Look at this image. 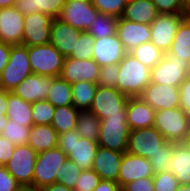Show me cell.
I'll list each match as a JSON object with an SVG mask.
<instances>
[{"label": "cell", "instance_id": "6da1fadb", "mask_svg": "<svg viewBox=\"0 0 190 191\" xmlns=\"http://www.w3.org/2000/svg\"><path fill=\"white\" fill-rule=\"evenodd\" d=\"M150 80L151 69L127 53L119 63L116 88L128 97H139Z\"/></svg>", "mask_w": 190, "mask_h": 191}, {"label": "cell", "instance_id": "7a4b0ae2", "mask_svg": "<svg viewBox=\"0 0 190 191\" xmlns=\"http://www.w3.org/2000/svg\"><path fill=\"white\" fill-rule=\"evenodd\" d=\"M57 147L67 155V159L72 160L84 171L92 168L99 144L88 138L80 137L74 129L58 134Z\"/></svg>", "mask_w": 190, "mask_h": 191}, {"label": "cell", "instance_id": "3957f363", "mask_svg": "<svg viewBox=\"0 0 190 191\" xmlns=\"http://www.w3.org/2000/svg\"><path fill=\"white\" fill-rule=\"evenodd\" d=\"M154 127L168 142L183 143L190 128V116L180 107L155 111Z\"/></svg>", "mask_w": 190, "mask_h": 191}, {"label": "cell", "instance_id": "277c9868", "mask_svg": "<svg viewBox=\"0 0 190 191\" xmlns=\"http://www.w3.org/2000/svg\"><path fill=\"white\" fill-rule=\"evenodd\" d=\"M33 74L59 77L65 57L51 44L27 47Z\"/></svg>", "mask_w": 190, "mask_h": 191}, {"label": "cell", "instance_id": "5b68a950", "mask_svg": "<svg viewBox=\"0 0 190 191\" xmlns=\"http://www.w3.org/2000/svg\"><path fill=\"white\" fill-rule=\"evenodd\" d=\"M127 115L108 116L100 121L99 146L125 153L128 146Z\"/></svg>", "mask_w": 190, "mask_h": 191}, {"label": "cell", "instance_id": "8992f818", "mask_svg": "<svg viewBox=\"0 0 190 191\" xmlns=\"http://www.w3.org/2000/svg\"><path fill=\"white\" fill-rule=\"evenodd\" d=\"M32 74L27 46L12 45L9 62L0 75V89L11 92Z\"/></svg>", "mask_w": 190, "mask_h": 191}, {"label": "cell", "instance_id": "52a82bcc", "mask_svg": "<svg viewBox=\"0 0 190 191\" xmlns=\"http://www.w3.org/2000/svg\"><path fill=\"white\" fill-rule=\"evenodd\" d=\"M189 74L190 62L179 60L178 57L166 52L164 57L151 69L150 82L179 87Z\"/></svg>", "mask_w": 190, "mask_h": 191}, {"label": "cell", "instance_id": "ba28073f", "mask_svg": "<svg viewBox=\"0 0 190 191\" xmlns=\"http://www.w3.org/2000/svg\"><path fill=\"white\" fill-rule=\"evenodd\" d=\"M67 160V155L58 147L38 153L34 170L32 185L43 188L57 182V172Z\"/></svg>", "mask_w": 190, "mask_h": 191}, {"label": "cell", "instance_id": "9c48e42d", "mask_svg": "<svg viewBox=\"0 0 190 191\" xmlns=\"http://www.w3.org/2000/svg\"><path fill=\"white\" fill-rule=\"evenodd\" d=\"M129 97L117 88L97 86L90 111L100 120L108 116L127 115Z\"/></svg>", "mask_w": 190, "mask_h": 191}, {"label": "cell", "instance_id": "30bf717a", "mask_svg": "<svg viewBox=\"0 0 190 191\" xmlns=\"http://www.w3.org/2000/svg\"><path fill=\"white\" fill-rule=\"evenodd\" d=\"M168 141L154 126L131 130L127 151L129 154L149 159Z\"/></svg>", "mask_w": 190, "mask_h": 191}, {"label": "cell", "instance_id": "8fae6325", "mask_svg": "<svg viewBox=\"0 0 190 191\" xmlns=\"http://www.w3.org/2000/svg\"><path fill=\"white\" fill-rule=\"evenodd\" d=\"M37 154L28 144L15 146L14 152L5 167L20 186L32 185Z\"/></svg>", "mask_w": 190, "mask_h": 191}, {"label": "cell", "instance_id": "7c38bea8", "mask_svg": "<svg viewBox=\"0 0 190 191\" xmlns=\"http://www.w3.org/2000/svg\"><path fill=\"white\" fill-rule=\"evenodd\" d=\"M52 21V17L40 12L25 15L22 45L30 47L48 44Z\"/></svg>", "mask_w": 190, "mask_h": 191}, {"label": "cell", "instance_id": "4fadbf2b", "mask_svg": "<svg viewBox=\"0 0 190 191\" xmlns=\"http://www.w3.org/2000/svg\"><path fill=\"white\" fill-rule=\"evenodd\" d=\"M188 15L159 14L150 24L151 42L164 53L171 48L177 27Z\"/></svg>", "mask_w": 190, "mask_h": 191}, {"label": "cell", "instance_id": "5bb4252c", "mask_svg": "<svg viewBox=\"0 0 190 191\" xmlns=\"http://www.w3.org/2000/svg\"><path fill=\"white\" fill-rule=\"evenodd\" d=\"M98 13L99 11L91 2L69 1L65 2L57 18L78 30L87 31L96 20Z\"/></svg>", "mask_w": 190, "mask_h": 191}, {"label": "cell", "instance_id": "9a60e30c", "mask_svg": "<svg viewBox=\"0 0 190 191\" xmlns=\"http://www.w3.org/2000/svg\"><path fill=\"white\" fill-rule=\"evenodd\" d=\"M155 111L178 108L180 105L179 87L150 82L139 96Z\"/></svg>", "mask_w": 190, "mask_h": 191}, {"label": "cell", "instance_id": "2e32d148", "mask_svg": "<svg viewBox=\"0 0 190 191\" xmlns=\"http://www.w3.org/2000/svg\"><path fill=\"white\" fill-rule=\"evenodd\" d=\"M100 68L101 67L93 59L78 60L66 57L63 62L60 77L70 84L81 81L97 84Z\"/></svg>", "mask_w": 190, "mask_h": 191}, {"label": "cell", "instance_id": "e0dca14e", "mask_svg": "<svg viewBox=\"0 0 190 191\" xmlns=\"http://www.w3.org/2000/svg\"><path fill=\"white\" fill-rule=\"evenodd\" d=\"M24 15L15 6L0 8V41L22 45Z\"/></svg>", "mask_w": 190, "mask_h": 191}, {"label": "cell", "instance_id": "ac0fdd59", "mask_svg": "<svg viewBox=\"0 0 190 191\" xmlns=\"http://www.w3.org/2000/svg\"><path fill=\"white\" fill-rule=\"evenodd\" d=\"M126 54L127 52L117 34L95 39L93 60L100 67L119 64Z\"/></svg>", "mask_w": 190, "mask_h": 191}, {"label": "cell", "instance_id": "d6986e66", "mask_svg": "<svg viewBox=\"0 0 190 191\" xmlns=\"http://www.w3.org/2000/svg\"><path fill=\"white\" fill-rule=\"evenodd\" d=\"M116 34L127 53L151 40L150 25L134 23L121 17L118 18Z\"/></svg>", "mask_w": 190, "mask_h": 191}, {"label": "cell", "instance_id": "ffe728a7", "mask_svg": "<svg viewBox=\"0 0 190 191\" xmlns=\"http://www.w3.org/2000/svg\"><path fill=\"white\" fill-rule=\"evenodd\" d=\"M51 77L30 74L11 92L28 103L46 100L50 90Z\"/></svg>", "mask_w": 190, "mask_h": 191}, {"label": "cell", "instance_id": "44dd1931", "mask_svg": "<svg viewBox=\"0 0 190 191\" xmlns=\"http://www.w3.org/2000/svg\"><path fill=\"white\" fill-rule=\"evenodd\" d=\"M153 176L154 172L148 159L128 152L123 153L118 176V184L121 188L128 182Z\"/></svg>", "mask_w": 190, "mask_h": 191}, {"label": "cell", "instance_id": "7402d4cb", "mask_svg": "<svg viewBox=\"0 0 190 191\" xmlns=\"http://www.w3.org/2000/svg\"><path fill=\"white\" fill-rule=\"evenodd\" d=\"M82 30L74 28L72 25L54 18L51 26V43L65 58L69 57L75 49L77 37Z\"/></svg>", "mask_w": 190, "mask_h": 191}, {"label": "cell", "instance_id": "603a6c76", "mask_svg": "<svg viewBox=\"0 0 190 191\" xmlns=\"http://www.w3.org/2000/svg\"><path fill=\"white\" fill-rule=\"evenodd\" d=\"M122 157L123 153L99 146L91 169L100 176L101 180L118 183Z\"/></svg>", "mask_w": 190, "mask_h": 191}, {"label": "cell", "instance_id": "cb8c5ba5", "mask_svg": "<svg viewBox=\"0 0 190 191\" xmlns=\"http://www.w3.org/2000/svg\"><path fill=\"white\" fill-rule=\"evenodd\" d=\"M126 114L130 131L154 126L155 110L140 97H129Z\"/></svg>", "mask_w": 190, "mask_h": 191}, {"label": "cell", "instance_id": "d4e9b609", "mask_svg": "<svg viewBox=\"0 0 190 191\" xmlns=\"http://www.w3.org/2000/svg\"><path fill=\"white\" fill-rule=\"evenodd\" d=\"M158 15L159 12L152 0H135L127 2L121 18L150 25Z\"/></svg>", "mask_w": 190, "mask_h": 191}, {"label": "cell", "instance_id": "484cf974", "mask_svg": "<svg viewBox=\"0 0 190 191\" xmlns=\"http://www.w3.org/2000/svg\"><path fill=\"white\" fill-rule=\"evenodd\" d=\"M167 172L172 173L179 184H190V148L184 143H174V156Z\"/></svg>", "mask_w": 190, "mask_h": 191}, {"label": "cell", "instance_id": "4316f807", "mask_svg": "<svg viewBox=\"0 0 190 191\" xmlns=\"http://www.w3.org/2000/svg\"><path fill=\"white\" fill-rule=\"evenodd\" d=\"M65 4V0H17L15 8L22 14L43 13L57 18Z\"/></svg>", "mask_w": 190, "mask_h": 191}, {"label": "cell", "instance_id": "83f0119b", "mask_svg": "<svg viewBox=\"0 0 190 191\" xmlns=\"http://www.w3.org/2000/svg\"><path fill=\"white\" fill-rule=\"evenodd\" d=\"M28 145L31 146L37 153L57 147L58 133L49 124L33 125L28 139Z\"/></svg>", "mask_w": 190, "mask_h": 191}, {"label": "cell", "instance_id": "f1b7e54d", "mask_svg": "<svg viewBox=\"0 0 190 191\" xmlns=\"http://www.w3.org/2000/svg\"><path fill=\"white\" fill-rule=\"evenodd\" d=\"M179 60L190 62V16H186L178 25L175 38L168 51Z\"/></svg>", "mask_w": 190, "mask_h": 191}, {"label": "cell", "instance_id": "f546056e", "mask_svg": "<svg viewBox=\"0 0 190 191\" xmlns=\"http://www.w3.org/2000/svg\"><path fill=\"white\" fill-rule=\"evenodd\" d=\"M8 108L6 115L8 119L14 120L15 123L24 124V126L32 127V103L25 102L20 97L15 96L8 91Z\"/></svg>", "mask_w": 190, "mask_h": 191}, {"label": "cell", "instance_id": "4dcf8cb0", "mask_svg": "<svg viewBox=\"0 0 190 191\" xmlns=\"http://www.w3.org/2000/svg\"><path fill=\"white\" fill-rule=\"evenodd\" d=\"M97 86L85 81L71 84L73 106L79 111L90 110Z\"/></svg>", "mask_w": 190, "mask_h": 191}, {"label": "cell", "instance_id": "1f68e13d", "mask_svg": "<svg viewBox=\"0 0 190 191\" xmlns=\"http://www.w3.org/2000/svg\"><path fill=\"white\" fill-rule=\"evenodd\" d=\"M46 100L55 107L73 105L71 84L60 76L51 77L50 90Z\"/></svg>", "mask_w": 190, "mask_h": 191}, {"label": "cell", "instance_id": "d6a6232c", "mask_svg": "<svg viewBox=\"0 0 190 191\" xmlns=\"http://www.w3.org/2000/svg\"><path fill=\"white\" fill-rule=\"evenodd\" d=\"M79 110L73 105L58 106L55 109L51 126L57 131L58 134L65 133L69 130L76 128Z\"/></svg>", "mask_w": 190, "mask_h": 191}, {"label": "cell", "instance_id": "836d02e7", "mask_svg": "<svg viewBox=\"0 0 190 191\" xmlns=\"http://www.w3.org/2000/svg\"><path fill=\"white\" fill-rule=\"evenodd\" d=\"M100 121L90 110L80 111L75 130L80 137L98 142Z\"/></svg>", "mask_w": 190, "mask_h": 191}, {"label": "cell", "instance_id": "e575fe53", "mask_svg": "<svg viewBox=\"0 0 190 191\" xmlns=\"http://www.w3.org/2000/svg\"><path fill=\"white\" fill-rule=\"evenodd\" d=\"M129 54L152 69L164 57L165 53L150 41L135 47Z\"/></svg>", "mask_w": 190, "mask_h": 191}, {"label": "cell", "instance_id": "d590c367", "mask_svg": "<svg viewBox=\"0 0 190 191\" xmlns=\"http://www.w3.org/2000/svg\"><path fill=\"white\" fill-rule=\"evenodd\" d=\"M118 18L98 13L96 20L90 25L87 32L97 38H105L116 34Z\"/></svg>", "mask_w": 190, "mask_h": 191}, {"label": "cell", "instance_id": "8d00e7d4", "mask_svg": "<svg viewBox=\"0 0 190 191\" xmlns=\"http://www.w3.org/2000/svg\"><path fill=\"white\" fill-rule=\"evenodd\" d=\"M30 133L31 127L24 126V124L15 123L14 120L8 119L1 135L15 146H19L28 144Z\"/></svg>", "mask_w": 190, "mask_h": 191}, {"label": "cell", "instance_id": "74e56055", "mask_svg": "<svg viewBox=\"0 0 190 191\" xmlns=\"http://www.w3.org/2000/svg\"><path fill=\"white\" fill-rule=\"evenodd\" d=\"M56 107L48 100L32 103L33 125H51Z\"/></svg>", "mask_w": 190, "mask_h": 191}, {"label": "cell", "instance_id": "f35d334b", "mask_svg": "<svg viewBox=\"0 0 190 191\" xmlns=\"http://www.w3.org/2000/svg\"><path fill=\"white\" fill-rule=\"evenodd\" d=\"M174 156V143L167 142L164 144L160 151L157 152L153 157H150L149 163L152 166V170L155 173L166 172L167 168L170 167V160H172Z\"/></svg>", "mask_w": 190, "mask_h": 191}, {"label": "cell", "instance_id": "ab89813d", "mask_svg": "<svg viewBox=\"0 0 190 191\" xmlns=\"http://www.w3.org/2000/svg\"><path fill=\"white\" fill-rule=\"evenodd\" d=\"M94 42V37L87 31H82L80 36L77 37L75 49L69 57L78 60L93 59Z\"/></svg>", "mask_w": 190, "mask_h": 191}, {"label": "cell", "instance_id": "60d3db41", "mask_svg": "<svg viewBox=\"0 0 190 191\" xmlns=\"http://www.w3.org/2000/svg\"><path fill=\"white\" fill-rule=\"evenodd\" d=\"M81 169L72 160L67 159L58 170L57 182L65 185L67 188L74 190L76 180L81 173Z\"/></svg>", "mask_w": 190, "mask_h": 191}, {"label": "cell", "instance_id": "b9f144b4", "mask_svg": "<svg viewBox=\"0 0 190 191\" xmlns=\"http://www.w3.org/2000/svg\"><path fill=\"white\" fill-rule=\"evenodd\" d=\"M159 14L188 15L187 0H152Z\"/></svg>", "mask_w": 190, "mask_h": 191}, {"label": "cell", "instance_id": "7bdbcfd3", "mask_svg": "<svg viewBox=\"0 0 190 191\" xmlns=\"http://www.w3.org/2000/svg\"><path fill=\"white\" fill-rule=\"evenodd\" d=\"M91 3L99 13L120 18L127 4V0H92Z\"/></svg>", "mask_w": 190, "mask_h": 191}, {"label": "cell", "instance_id": "ee69618b", "mask_svg": "<svg viewBox=\"0 0 190 191\" xmlns=\"http://www.w3.org/2000/svg\"><path fill=\"white\" fill-rule=\"evenodd\" d=\"M74 191H93L101 181L100 176L93 170L81 171L76 180Z\"/></svg>", "mask_w": 190, "mask_h": 191}, {"label": "cell", "instance_id": "f6af8a7d", "mask_svg": "<svg viewBox=\"0 0 190 191\" xmlns=\"http://www.w3.org/2000/svg\"><path fill=\"white\" fill-rule=\"evenodd\" d=\"M154 191H176L180 185L177 178L170 172L155 173L152 177Z\"/></svg>", "mask_w": 190, "mask_h": 191}, {"label": "cell", "instance_id": "bcb514c9", "mask_svg": "<svg viewBox=\"0 0 190 191\" xmlns=\"http://www.w3.org/2000/svg\"><path fill=\"white\" fill-rule=\"evenodd\" d=\"M119 64L106 65L100 68L97 85L116 88L118 80Z\"/></svg>", "mask_w": 190, "mask_h": 191}, {"label": "cell", "instance_id": "7dc6e473", "mask_svg": "<svg viewBox=\"0 0 190 191\" xmlns=\"http://www.w3.org/2000/svg\"><path fill=\"white\" fill-rule=\"evenodd\" d=\"M121 191H154L152 177L140 178L125 184Z\"/></svg>", "mask_w": 190, "mask_h": 191}, {"label": "cell", "instance_id": "c3c4849f", "mask_svg": "<svg viewBox=\"0 0 190 191\" xmlns=\"http://www.w3.org/2000/svg\"><path fill=\"white\" fill-rule=\"evenodd\" d=\"M179 107L190 116V74L179 85Z\"/></svg>", "mask_w": 190, "mask_h": 191}, {"label": "cell", "instance_id": "681fc988", "mask_svg": "<svg viewBox=\"0 0 190 191\" xmlns=\"http://www.w3.org/2000/svg\"><path fill=\"white\" fill-rule=\"evenodd\" d=\"M20 185L7 171L5 166L0 165V191H17Z\"/></svg>", "mask_w": 190, "mask_h": 191}, {"label": "cell", "instance_id": "f907efd6", "mask_svg": "<svg viewBox=\"0 0 190 191\" xmlns=\"http://www.w3.org/2000/svg\"><path fill=\"white\" fill-rule=\"evenodd\" d=\"M15 149V145L0 134V165L5 166Z\"/></svg>", "mask_w": 190, "mask_h": 191}, {"label": "cell", "instance_id": "816d5d0a", "mask_svg": "<svg viewBox=\"0 0 190 191\" xmlns=\"http://www.w3.org/2000/svg\"><path fill=\"white\" fill-rule=\"evenodd\" d=\"M11 44L0 41V75L9 62Z\"/></svg>", "mask_w": 190, "mask_h": 191}, {"label": "cell", "instance_id": "f5cc1de1", "mask_svg": "<svg viewBox=\"0 0 190 191\" xmlns=\"http://www.w3.org/2000/svg\"><path fill=\"white\" fill-rule=\"evenodd\" d=\"M93 191H121V187L114 181L101 180Z\"/></svg>", "mask_w": 190, "mask_h": 191}, {"label": "cell", "instance_id": "db71d44e", "mask_svg": "<svg viewBox=\"0 0 190 191\" xmlns=\"http://www.w3.org/2000/svg\"><path fill=\"white\" fill-rule=\"evenodd\" d=\"M8 91L0 89V114H6L8 108Z\"/></svg>", "mask_w": 190, "mask_h": 191}, {"label": "cell", "instance_id": "11a10c76", "mask_svg": "<svg viewBox=\"0 0 190 191\" xmlns=\"http://www.w3.org/2000/svg\"><path fill=\"white\" fill-rule=\"evenodd\" d=\"M42 191H74V190L67 188L65 185L59 182H55L53 184L43 187Z\"/></svg>", "mask_w": 190, "mask_h": 191}, {"label": "cell", "instance_id": "9f6ffc18", "mask_svg": "<svg viewBox=\"0 0 190 191\" xmlns=\"http://www.w3.org/2000/svg\"><path fill=\"white\" fill-rule=\"evenodd\" d=\"M17 191H42V188L34 185H21L18 187Z\"/></svg>", "mask_w": 190, "mask_h": 191}, {"label": "cell", "instance_id": "6f0895ef", "mask_svg": "<svg viewBox=\"0 0 190 191\" xmlns=\"http://www.w3.org/2000/svg\"><path fill=\"white\" fill-rule=\"evenodd\" d=\"M17 0H0V8L15 6Z\"/></svg>", "mask_w": 190, "mask_h": 191}, {"label": "cell", "instance_id": "680465c9", "mask_svg": "<svg viewBox=\"0 0 190 191\" xmlns=\"http://www.w3.org/2000/svg\"><path fill=\"white\" fill-rule=\"evenodd\" d=\"M8 122V117L6 114H0V134L2 133L4 126Z\"/></svg>", "mask_w": 190, "mask_h": 191}, {"label": "cell", "instance_id": "91938a15", "mask_svg": "<svg viewBox=\"0 0 190 191\" xmlns=\"http://www.w3.org/2000/svg\"><path fill=\"white\" fill-rule=\"evenodd\" d=\"M176 191H190V184L179 185Z\"/></svg>", "mask_w": 190, "mask_h": 191}, {"label": "cell", "instance_id": "94428289", "mask_svg": "<svg viewBox=\"0 0 190 191\" xmlns=\"http://www.w3.org/2000/svg\"><path fill=\"white\" fill-rule=\"evenodd\" d=\"M183 143L190 148V128H189V131L187 132V135H186V138L185 140L183 141Z\"/></svg>", "mask_w": 190, "mask_h": 191}, {"label": "cell", "instance_id": "6125c7cd", "mask_svg": "<svg viewBox=\"0 0 190 191\" xmlns=\"http://www.w3.org/2000/svg\"><path fill=\"white\" fill-rule=\"evenodd\" d=\"M69 1H85V2H91L92 0H65V2H69Z\"/></svg>", "mask_w": 190, "mask_h": 191}, {"label": "cell", "instance_id": "be15d7a7", "mask_svg": "<svg viewBox=\"0 0 190 191\" xmlns=\"http://www.w3.org/2000/svg\"><path fill=\"white\" fill-rule=\"evenodd\" d=\"M188 16H190V0H188Z\"/></svg>", "mask_w": 190, "mask_h": 191}]
</instances>
